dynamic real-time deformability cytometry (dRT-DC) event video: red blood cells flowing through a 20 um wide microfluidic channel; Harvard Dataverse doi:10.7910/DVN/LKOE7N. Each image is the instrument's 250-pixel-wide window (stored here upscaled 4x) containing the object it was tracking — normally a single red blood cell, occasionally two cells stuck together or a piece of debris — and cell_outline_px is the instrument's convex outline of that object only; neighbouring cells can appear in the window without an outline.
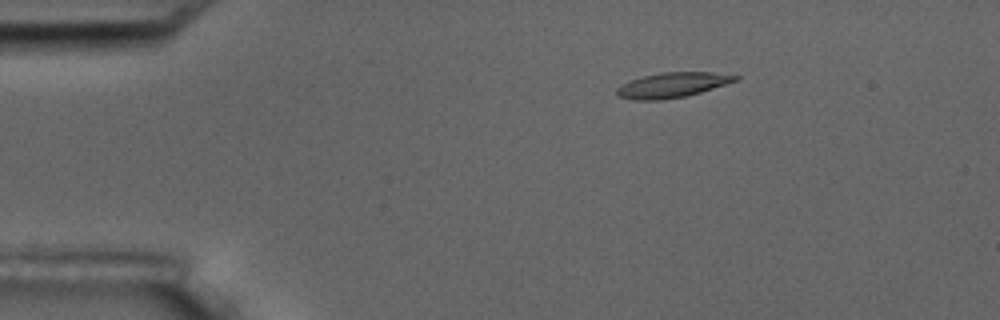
{"species": "common noctule bat (a hibernating species)", "species_latin": "Nyctalus noctula", "temperature_condition": "room temperature", "stored_images_in_passage": 5, "camera_frame_rate_fps": 3000, "um_per_image_px": 0.085, "animal": {"sex": "male", "body_mass_g": 17.5, "forearm_length_mm": 52.3}, "frame": {"image": 1, "passage_image": 3, "time_ms": 2.333, "image_size_px": [1000, 320], "cell_outline_px": [[740, 80], [700, 92], [684, 96], [660, 100], [636, 100], [616, 96], [616, 88], [632, 80], [644, 76], [660, 72], [712, 72], [740, 76]], "centroid_in_image_um": [57.17, 7.22], "position_along_channel_um": 27.8, "area_um2": 17.17}}